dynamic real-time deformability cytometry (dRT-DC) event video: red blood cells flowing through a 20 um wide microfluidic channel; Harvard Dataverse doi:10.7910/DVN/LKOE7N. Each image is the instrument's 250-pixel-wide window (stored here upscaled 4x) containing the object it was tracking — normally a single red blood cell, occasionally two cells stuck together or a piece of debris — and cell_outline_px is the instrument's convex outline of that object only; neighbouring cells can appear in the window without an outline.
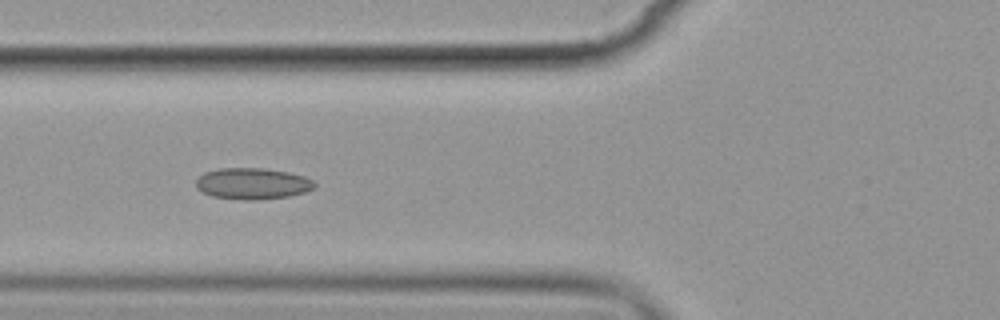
{"species": "common noctule bat (a hibernating species)", "species_latin": "Nyctalus noctula", "temperature_condition": "cold", "stored_images_in_passage": 8, "camera_frame_rate_fps": 3000, "um_per_image_px": 0.085, "animal": {"sex": "female", "body_mass_g": 19.9}, "frame": {"image": 1, "passage_image": 3, "time_ms": 2.333, "image_size_px": [1000, 320], "cell_outline_px": [[316, 188], [304, 192], [288, 196], [256, 200], [240, 200], [212, 196], [196, 188], [196, 180], [204, 172], [220, 168], [264, 168], [288, 172], [304, 176], [312, 180], [316, 184]], "centroid_in_image_um": [21.46, 15.6], "position_along_channel_um": 104.3, "area_um2": 21.68}}
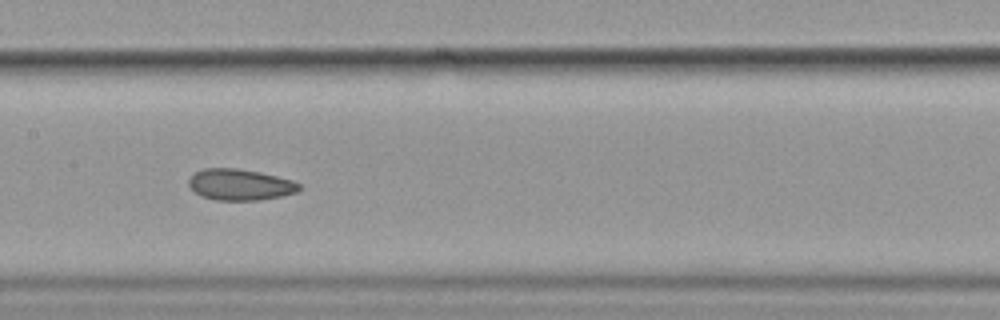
{"frame": {"image": 2, "passage_image": 5, "time_ms": 4.667, "image_size_px": [1000, 320], "cell_outline_px": [[300, 188], [296, 192], [280, 196], [256, 200], [216, 200], [200, 196], [188, 184], [188, 180], [192, 172], [204, 168], [236, 168], [260, 172], [292, 180], [300, 184]], "centroid_in_image_um": [20.35, 15.68], "position_along_channel_um": 187.0, "area_um2": 20.06}}
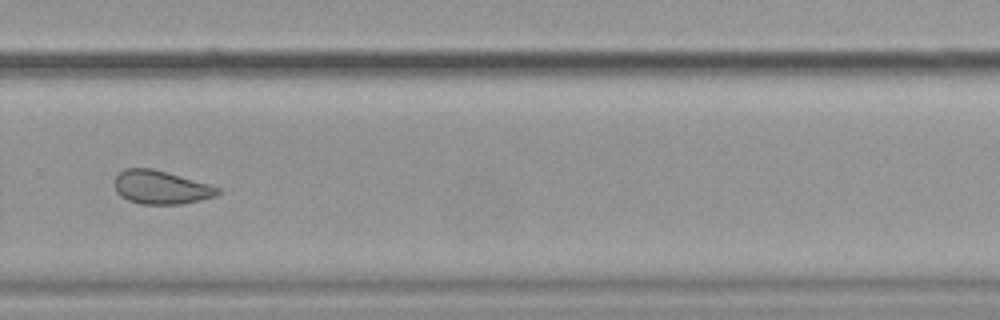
{"frame": {"image": 3, "passage_image": 8, "time_ms": 8.333, "image_size_px": [1000, 320], "cell_outline_px": [[220, 192], [216, 196], [184, 204], [140, 204], [128, 200], [120, 196], [116, 192], [116, 176], [124, 168], [152, 168], [208, 184], [220, 188]], "centroid_in_image_um": [13.67, 15.93], "position_along_channel_um": 316.1, "area_um2": 20.0}}